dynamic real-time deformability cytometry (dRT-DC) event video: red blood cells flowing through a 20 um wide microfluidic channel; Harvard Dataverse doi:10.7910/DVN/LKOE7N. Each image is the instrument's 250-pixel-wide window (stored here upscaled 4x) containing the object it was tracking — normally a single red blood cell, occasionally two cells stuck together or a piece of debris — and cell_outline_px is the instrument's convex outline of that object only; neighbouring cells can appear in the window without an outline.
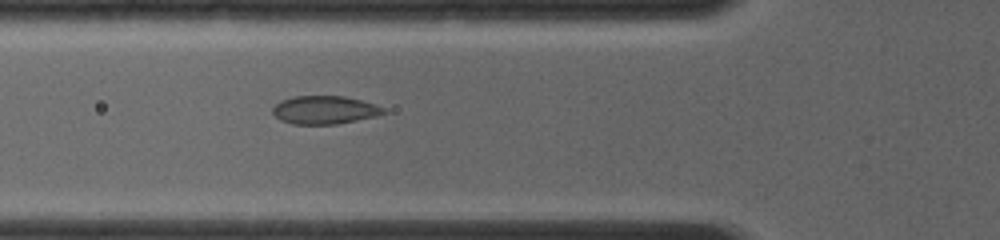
{"species": "common noctule bat (a hibernating species)", "species_latin": "Nyctalus noctula", "temperature_condition": "room temperature", "stored_images_in_passage": 28, "camera_frame_rate_fps": 4000, "um_per_image_px": 0.085, "animal": {"sex": "female", "body_mass_g": 19.0, "forearm_length_mm": 56.7}, "frame": {"image": 1, "passage_image": 4, "time_ms": 1.25, "image_size_px": [1000, 240], "cell_outline_px": [[388, 112], [376, 116], [336, 124], [292, 124], [280, 120], [272, 112], [272, 108], [280, 100], [292, 96], [344, 96], [376, 104], [384, 108]], "centroid_in_image_um": [27.58, 9.34], "position_along_channel_um": 98.2, "area_um2": 18.26}}
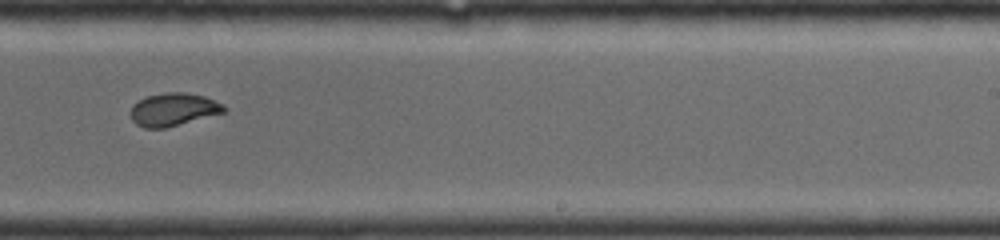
{"frame": {"image": 2, "passage_image": 14, "time_ms": 5.25, "image_size_px": [1000, 240], "cell_outline_px": [[228, 112], [164, 128], [144, 128], [136, 124], [132, 120], [132, 104], [148, 96], [164, 92], [184, 92], [204, 96], [224, 104], [228, 108]], "centroid_in_image_um": [14.8, 9.3], "position_along_channel_um": 274.2, "area_um2": 17.98}}
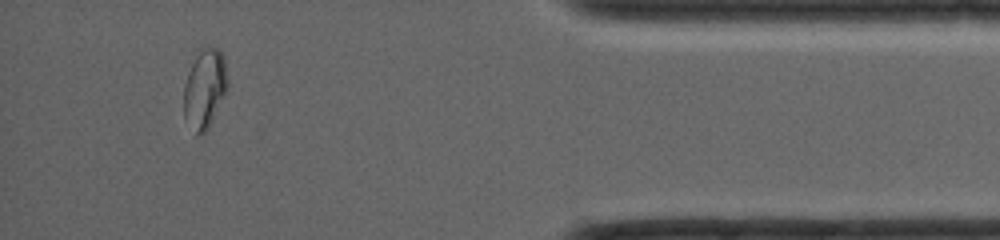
{"frame": {"image": 3, "passage_image": 24, "time_ms": 9.25, "image_size_px": [1000, 240], "cell_outline_px": [[228, 88], [208, 128], [196, 136], [184, 120], [184, 84], [196, 48], [208, 44], [216, 48], [224, 56], [228, 80]], "centroid_in_image_um": [17.38, 7.46], "position_along_channel_um": 417.8, "area_um2": 20.81}}